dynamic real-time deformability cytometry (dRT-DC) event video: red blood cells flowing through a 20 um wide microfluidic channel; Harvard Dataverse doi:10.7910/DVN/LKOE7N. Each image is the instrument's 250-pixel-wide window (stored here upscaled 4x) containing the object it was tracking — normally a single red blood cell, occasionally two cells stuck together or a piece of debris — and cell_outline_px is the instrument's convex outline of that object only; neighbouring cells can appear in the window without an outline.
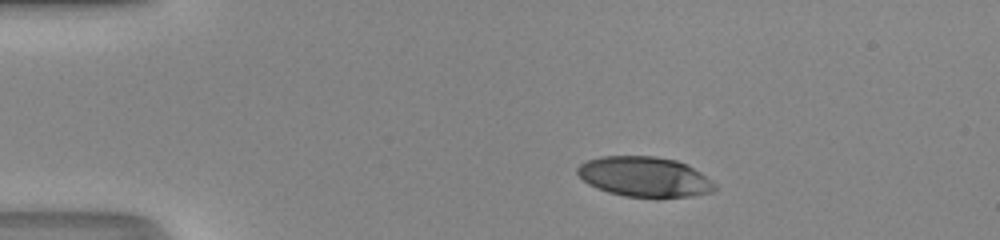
{"species": "human", "species_latin": "Homo sapiens", "temperature_condition": "room temperature", "stored_images_in_passage": 41, "camera_frame_rate_fps": 3000, "um_per_image_px": 0.085, "donor": {"sex": "male"}, "frame": {"image": 1, "passage_image": 1, "time_ms": 0.0, "image_size_px": [1000, 240], "cell_outline_px": [[716, 188], [712, 192], [692, 196], [624, 196], [608, 192], [596, 188], [588, 184], [576, 172], [576, 168], [580, 164], [588, 160], [600, 156], [656, 156], [676, 160], [688, 164], [700, 172], [716, 184]], "centroid_in_image_um": [54.77, 15.01], "position_along_channel_um": 30.2, "area_um2": 31.91}}
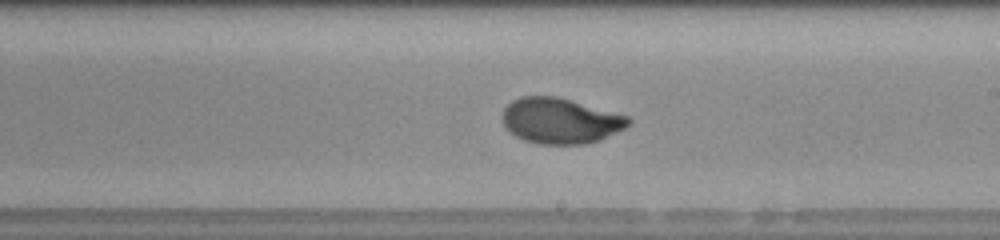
{"frame": {"image": 2, "passage_image": 21, "time_ms": 6.667, "image_size_px": [1000, 240], "cell_outline_px": [[632, 124], [600, 140], [584, 144], [540, 144], [524, 140], [516, 136], [500, 120], [504, 108], [512, 100], [520, 96], [556, 96], [628, 116], [632, 120]], "centroid_in_image_um": [47.62, 10.26], "position_along_channel_um": 241.4, "area_um2": 33.41}}
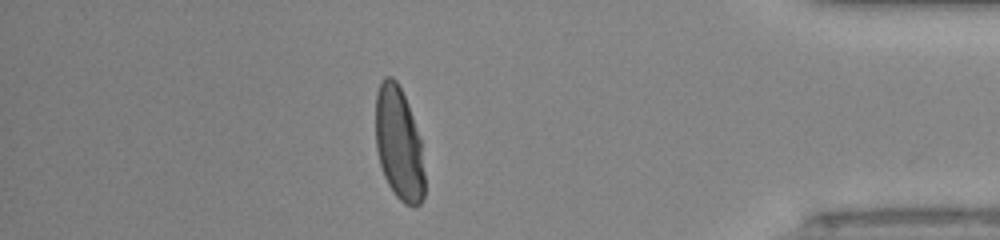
{"frame": {"image": 3, "passage_image": 35, "time_ms": 11.333, "image_size_px": [1000, 240], "cell_outline_px": [[424, 196], [420, 204], [416, 208], [404, 204], [396, 196], [388, 184], [384, 176], [380, 164], [376, 148], [376, 92], [384, 76], [392, 76], [396, 80], [408, 104], [420, 140], [424, 172]], "centroid_in_image_um": [33.9, 12.24], "position_along_channel_um": 401.3, "area_um2": 32.19}, "authors_computed_cell_mechanics": {"area_um2": 33.4084, "velocity_mm_per_s": 4.2023, "shape_relaxation_time_tau1_ms": 4.4316, "shape_relaxation_time_tau2_ms": null, "deformation_change_tau1": 0.2338, "deformation_change_tau2": null}}